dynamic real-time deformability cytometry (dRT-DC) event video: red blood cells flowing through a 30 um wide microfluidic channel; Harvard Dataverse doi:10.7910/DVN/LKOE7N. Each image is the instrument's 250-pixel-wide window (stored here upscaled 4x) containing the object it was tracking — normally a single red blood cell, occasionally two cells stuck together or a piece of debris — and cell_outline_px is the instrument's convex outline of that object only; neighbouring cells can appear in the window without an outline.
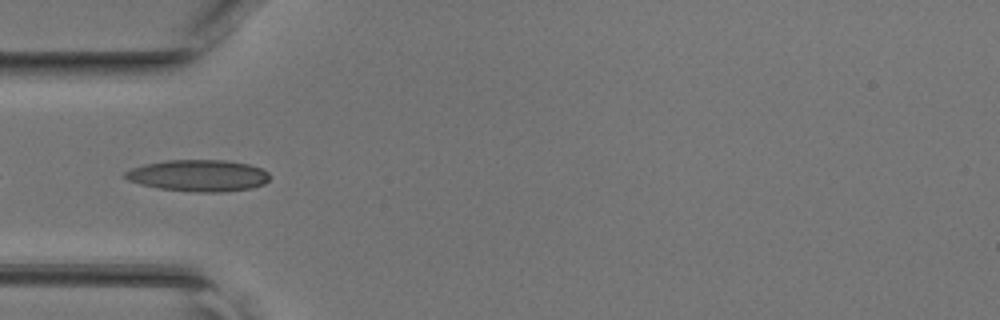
{"species": "common noctule bat (a hibernating species)", "species_latin": "Nyctalus noctula", "temperature_condition": "room temperature", "stored_images_in_passage": 9, "camera_frame_rate_fps": 3000, "um_per_image_px": 0.085, "animal": {"sex": "female", "body_mass_g": 17.0, "forearm_length_mm": 48.0}, "frame": {"image": 1, "passage_image": 7, "time_ms": 2.0, "image_size_px": [1000, 320], "cell_outline_px": [[268, 180], [264, 184], [252, 188], [224, 192], [192, 192], [160, 188], [140, 184], [128, 180], [124, 176], [124, 172], [132, 168], [144, 164], [168, 160], [228, 160], [248, 164], [260, 168], [268, 172]], "centroid_in_image_um": [16.87, 14.92], "position_along_channel_um": 68.1, "area_um2": 26.65}}